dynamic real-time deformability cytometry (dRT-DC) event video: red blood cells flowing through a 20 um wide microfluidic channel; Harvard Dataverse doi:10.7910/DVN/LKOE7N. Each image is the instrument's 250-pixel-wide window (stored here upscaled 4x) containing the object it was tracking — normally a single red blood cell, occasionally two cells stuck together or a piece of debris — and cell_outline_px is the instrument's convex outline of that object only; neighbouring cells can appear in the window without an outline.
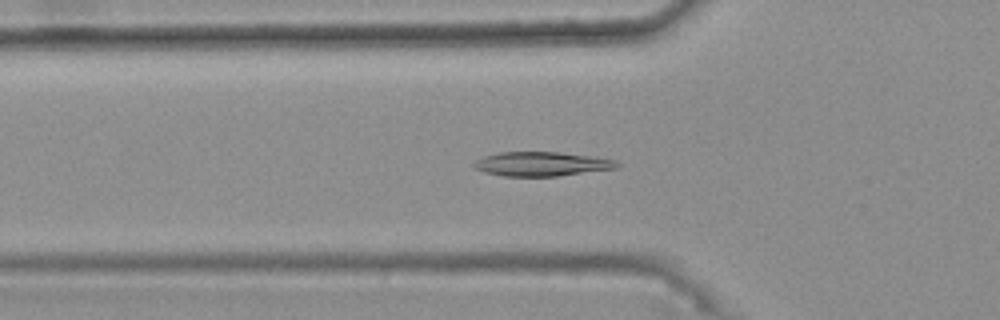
{"species": "common noctule bat (a hibernating species)", "species_latin": "Nyctalus noctula", "temperature_condition": "warm", "stored_images_in_passage": 45, "camera_frame_rate_fps": 3000, "um_per_image_px": 0.085, "animal": {"sex": "female", "body_mass_g": 25.1}, "frame": {"image": 1, "passage_image": 17, "time_ms": 5.333, "image_size_px": [1000, 320], "cell_outline_px": [[620, 168], [556, 176], [504, 176], [484, 172], [472, 168], [472, 164], [476, 160], [484, 156], [500, 152], [560, 152], [616, 160], [620, 164]], "centroid_in_image_um": [46.02, 13.94], "position_along_channel_um": 79.8, "area_um2": 20.23}}
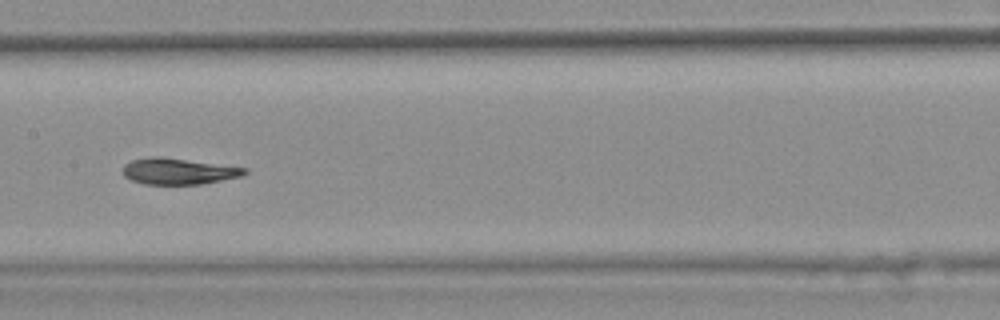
{"frame": {"image": 2, "passage_image": 26, "time_ms": 8.333, "image_size_px": [1000, 320], "cell_outline_px": [[248, 172], [244, 176], [200, 184], [144, 184], [132, 180], [124, 176], [124, 164], [132, 160], [152, 156], [160, 156], [248, 168]], "centroid_in_image_um": [15.2, 14.55], "position_along_channel_um": 192.2, "area_um2": 18.55}}
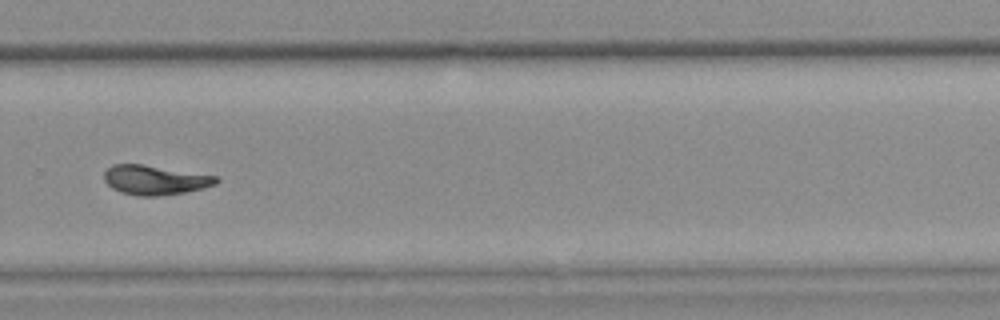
{"frame": {"image": 3, "passage_image": 36, "time_ms": 11.667, "image_size_px": [1000, 320], "cell_outline_px": [[220, 180], [216, 184], [204, 188], [184, 192], [160, 196], [140, 196], [120, 192], [112, 188], [104, 180], [104, 172], [112, 164], [144, 164], [216, 176]], "centroid_in_image_um": [13.16, 15.3], "position_along_channel_um": 316.6, "area_um2": 19.25}, "authors_computed_cell_mechanics": {"area_um2": 19.4786, "velocity_mm_per_s": 3.7389, "shape_relaxation_time_tau1_ms": 6.9391, "shape_relaxation_time_tau2_ms": 2.6965, "deformation_change_tau1": 0.1905, "deformation_change_tau2": 0.0764}}